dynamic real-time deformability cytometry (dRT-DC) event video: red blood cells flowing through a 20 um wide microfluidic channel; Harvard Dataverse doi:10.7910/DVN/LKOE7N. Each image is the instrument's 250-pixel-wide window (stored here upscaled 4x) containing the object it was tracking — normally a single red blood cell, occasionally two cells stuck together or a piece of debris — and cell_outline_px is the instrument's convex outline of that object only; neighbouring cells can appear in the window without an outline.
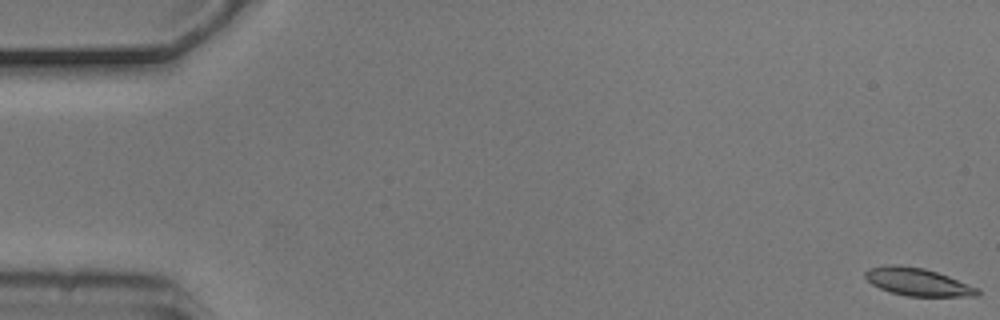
{"species": "common noctule bat (a hibernating species)", "species_latin": "Nyctalus noctula", "temperature_condition": "cold", "stored_images_in_passage": 6, "camera_frame_rate_fps": 3000, "um_per_image_px": 0.085, "animal": {"sex": "male", "body_mass_g": 20.5, "forearm_length_mm": 52.5}, "frame": {"image": 1, "passage_image": 1, "time_ms": 0.0, "image_size_px": [1000, 320], "cell_outline_px": [[980, 296], [908, 296], [892, 292], [880, 288], [872, 284], [864, 276], [864, 272], [868, 268], [888, 264], [900, 264], [924, 268], [948, 276], [980, 288]], "centroid_in_image_um": [78.01, 23.95], "position_along_channel_um": 7.0, "area_um2": 18.21}}
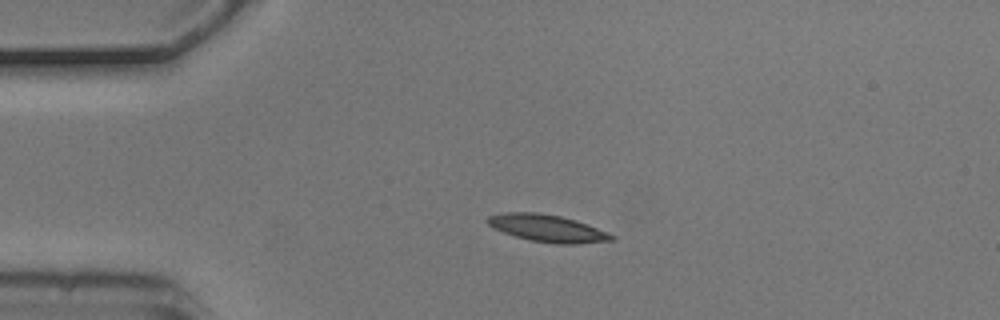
{"frame": {"image": 2, "passage_image": 4, "time_ms": 1.0, "image_size_px": [1000, 320], "cell_outline_px": [[616, 240], [572, 244], [556, 244], [532, 240], [516, 236], [492, 228], [488, 224], [488, 216], [504, 212], [536, 212], [560, 216], [576, 220], [608, 232], [616, 236]], "centroid_in_image_um": [46.56, 19.4], "position_along_channel_um": 38.4, "area_um2": 19.54}}